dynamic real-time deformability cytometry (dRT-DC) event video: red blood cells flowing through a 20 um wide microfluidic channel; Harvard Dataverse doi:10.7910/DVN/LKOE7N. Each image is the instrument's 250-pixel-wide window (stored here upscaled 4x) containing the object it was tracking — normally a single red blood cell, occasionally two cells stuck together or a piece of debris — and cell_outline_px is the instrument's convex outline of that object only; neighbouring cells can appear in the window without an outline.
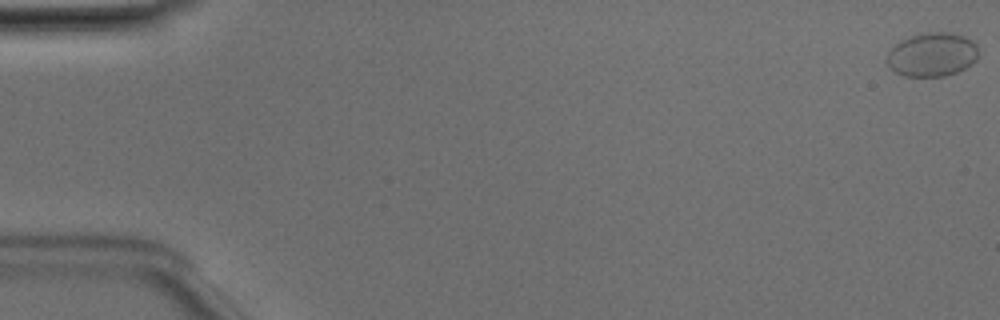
{"species": "Egyptian fruit bat (a non-hibernating species)", "species_latin": "Rousettus aegyptiacus", "temperature_condition": "room temperature", "stored_images_in_passage": 6, "camera_frame_rate_fps": 3000, "um_per_image_px": 0.085, "animal": {"sex": "male"}, "frame": {"image": 1, "passage_image": 1, "time_ms": 0.0, "image_size_px": [1000, 320], "cell_outline_px": [[976, 60], [972, 64], [956, 72], [944, 76], [904, 76], [892, 72], [888, 68], [888, 52], [900, 40], [908, 36], [924, 32], [952, 32], [964, 36], [972, 40], [976, 44]], "centroid_in_image_um": [79.2, 4.63], "position_along_channel_um": 5.8, "area_um2": 23.52}}